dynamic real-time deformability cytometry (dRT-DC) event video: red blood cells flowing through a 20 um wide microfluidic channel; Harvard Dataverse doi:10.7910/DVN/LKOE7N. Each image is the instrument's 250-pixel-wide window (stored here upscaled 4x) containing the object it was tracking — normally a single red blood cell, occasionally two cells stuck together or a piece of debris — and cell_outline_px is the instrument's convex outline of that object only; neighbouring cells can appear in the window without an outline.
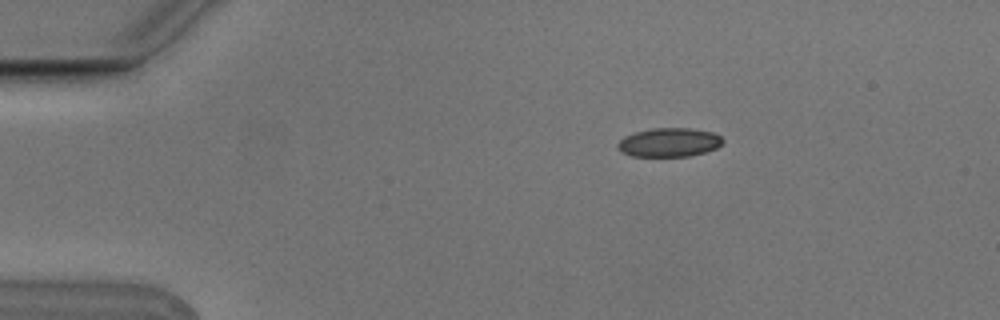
{"species": "Egyptian fruit bat (a non-hibernating species)", "species_latin": "Rousettus aegyptiacus", "temperature_condition": "cold", "stored_images_in_passage": 2, "camera_frame_rate_fps": 3000, "um_per_image_px": 0.085, "animal": {"sex": "male"}, "frame": {"image": 1, "passage_image": 1, "time_ms": 0.0, "image_size_px": [1000, 320], "cell_outline_px": [[724, 140], [716, 148], [704, 152], [688, 156], [632, 156], [620, 152], [616, 148], [616, 144], [624, 136], [636, 132], [652, 128], [688, 128], [712, 132], [720, 136]], "centroid_in_image_um": [56.82, 12.1], "position_along_channel_um": 28.2, "area_um2": 17.63}}